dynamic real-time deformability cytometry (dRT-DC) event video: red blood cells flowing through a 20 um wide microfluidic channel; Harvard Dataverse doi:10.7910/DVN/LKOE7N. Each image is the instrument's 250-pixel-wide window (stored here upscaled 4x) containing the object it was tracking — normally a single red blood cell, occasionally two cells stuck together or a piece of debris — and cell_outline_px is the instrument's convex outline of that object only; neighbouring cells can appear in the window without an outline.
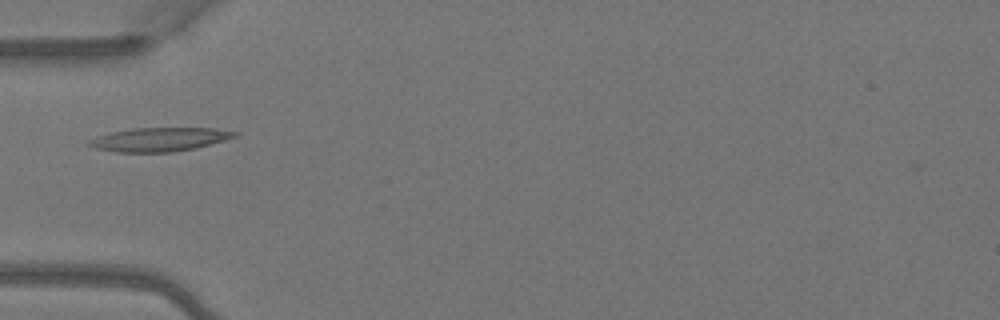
{"species": "Egyptian fruit bat (a non-hibernating species)", "species_latin": "Rousettus aegyptiacus", "temperature_condition": "warm", "stored_images_in_passage": 5, "camera_frame_rate_fps": 3000, "um_per_image_px": 0.085, "animal": {"sex": "female"}, "frame": {"image": 1, "passage_image": 4, "time_ms": 1.0, "image_size_px": [1000, 320], "cell_outline_px": [[240, 132], [236, 136], [224, 140], [196, 148], [172, 152], [116, 152], [96, 148], [88, 144], [88, 140], [96, 136], [112, 132], [132, 128], [216, 128]], "centroid_in_image_um": [13.56, 11.85], "position_along_channel_um": 71.4, "area_um2": 20.11}}
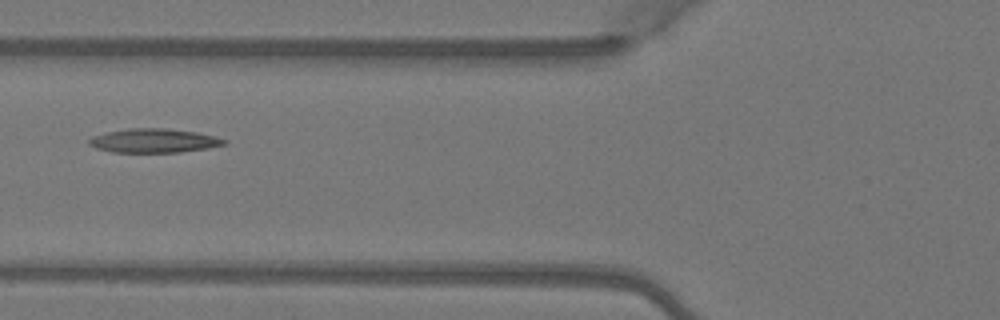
{"frame": {"image": 2, "passage_image": 5, "time_ms": 1.333, "image_size_px": [1000, 320], "cell_outline_px": [[228, 144], [208, 148], [180, 152], [112, 152], [96, 148], [88, 144], [88, 140], [92, 136], [108, 132], [128, 128], [168, 128], [196, 132], [228, 140]], "centroid_in_image_um": [13.09, 11.95], "position_along_channel_um": 112.7, "area_um2": 18.9}}